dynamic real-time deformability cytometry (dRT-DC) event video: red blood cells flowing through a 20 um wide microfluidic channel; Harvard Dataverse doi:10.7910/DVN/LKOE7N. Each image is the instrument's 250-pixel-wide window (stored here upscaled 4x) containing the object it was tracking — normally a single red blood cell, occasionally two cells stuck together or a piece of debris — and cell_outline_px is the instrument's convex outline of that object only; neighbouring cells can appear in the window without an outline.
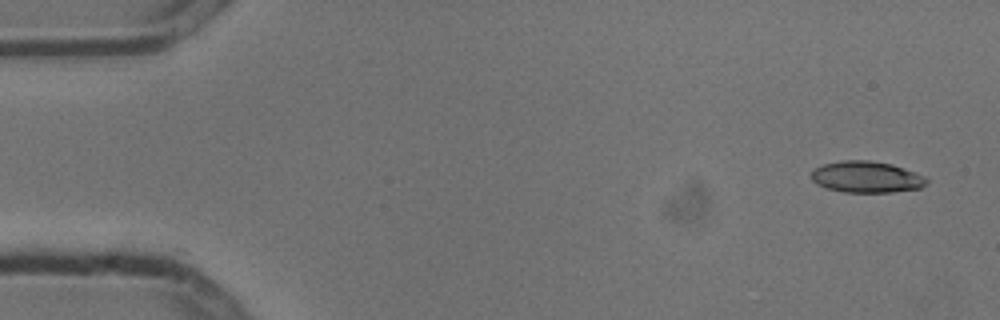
{"species": "common noctule bat (a hibernating species)", "species_latin": "Nyctalus noctula", "temperature_condition": "cold", "stored_images_in_passage": 5, "camera_frame_rate_fps": 3000, "um_per_image_px": 0.085, "animal": {"sex": "male", "body_mass_g": 13.3}, "frame": {"image": 1, "passage_image": 1, "time_ms": 0.0, "image_size_px": [1000, 320], "cell_outline_px": [[928, 184], [920, 188], [892, 192], [844, 192], [828, 188], [816, 184], [812, 180], [812, 172], [816, 168], [824, 164], [844, 160], [868, 160], [892, 164], [924, 176], [928, 180]], "centroid_in_image_um": [73.67, 15.05], "position_along_channel_um": 11.3, "area_um2": 20.92}}
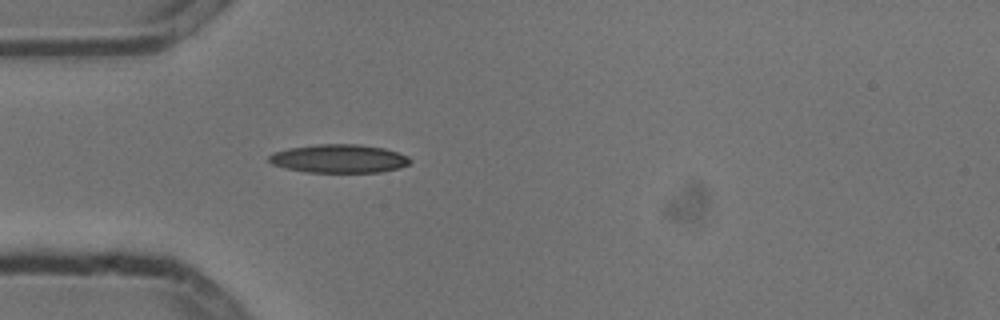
{"frame": {"image": 2, "passage_image": 5, "time_ms": 1.333, "image_size_px": [1000, 320], "cell_outline_px": [[412, 160], [408, 164], [400, 168], [380, 172], [304, 172], [272, 164], [268, 160], [268, 156], [272, 152], [288, 148], [316, 144], [360, 144], [384, 148], [408, 156]], "centroid_in_image_um": [28.8, 13.48], "position_along_channel_um": 56.2, "area_um2": 23.47}}